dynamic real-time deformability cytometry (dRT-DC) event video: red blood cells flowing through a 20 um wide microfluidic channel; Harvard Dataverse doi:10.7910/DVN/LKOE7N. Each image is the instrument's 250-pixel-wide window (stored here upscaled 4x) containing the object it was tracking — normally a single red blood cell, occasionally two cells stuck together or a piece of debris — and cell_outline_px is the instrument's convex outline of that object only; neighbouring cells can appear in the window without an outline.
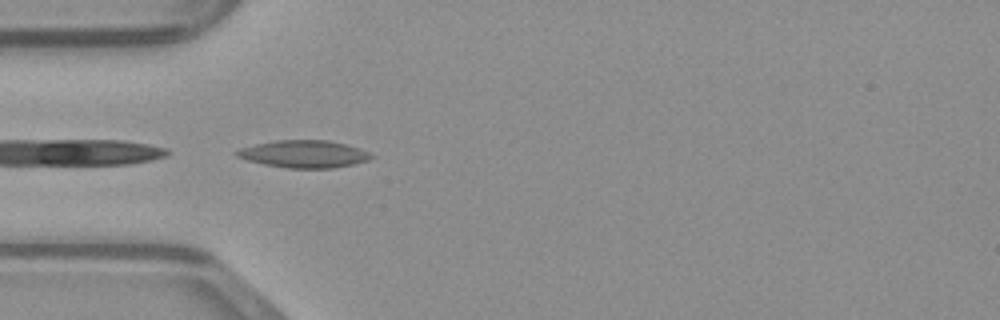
{"species": "common noctule bat (a hibernating species)", "species_latin": "Nyctalus noctula", "temperature_condition": "warm", "stored_images_in_passage": 3, "camera_frame_rate_fps": 3000, "um_per_image_px": 0.085, "animal": {"sex": "male", "body_mass_g": 23.1, "forearm_length_mm": 52.7}, "frame": {"image": 1, "passage_image": 3, "time_ms": 0.667, "image_size_px": [1000, 320], "cell_outline_px": [[376, 156], [368, 160], [352, 164], [332, 168], [288, 168], [264, 164], [248, 160], [236, 156], [232, 152], [240, 148], [256, 144], [276, 140], [328, 140], [348, 144], [360, 148]], "centroid_in_image_um": [25.84, 13.08], "position_along_channel_um": 59.2, "area_um2": 21.5}}